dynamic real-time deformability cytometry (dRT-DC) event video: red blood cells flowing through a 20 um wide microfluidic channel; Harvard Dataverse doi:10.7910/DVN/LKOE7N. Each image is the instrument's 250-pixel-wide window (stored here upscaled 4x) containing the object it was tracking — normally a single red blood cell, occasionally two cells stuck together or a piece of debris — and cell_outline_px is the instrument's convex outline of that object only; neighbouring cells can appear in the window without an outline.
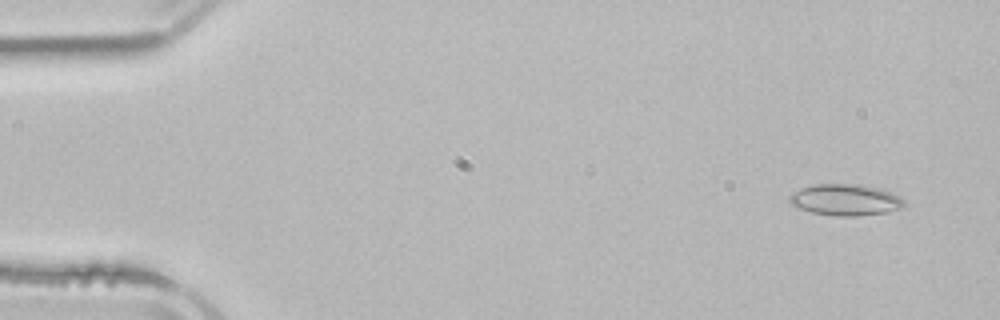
{"species": "common noctule bat (a hibernating species)", "species_latin": "Nyctalus noctula", "temperature_condition": "room temperature", "stored_images_in_passage": 5, "camera_frame_rate_fps": 3000, "um_per_image_px": 0.085, "animal": {"sex": "male", "body_mass_g": 21.5, "forearm_length_mm": 52.0}, "frame": {"image": 1, "passage_image": 2, "time_ms": 1.0, "image_size_px": [1000, 320], "cell_outline_px": [[904, 204], [900, 208], [884, 212], [856, 216], [836, 216], [812, 212], [796, 208], [788, 200], [788, 196], [792, 192], [800, 188], [812, 184], [856, 184], [876, 188], [900, 196], [904, 200]], "centroid_in_image_um": [71.77, 16.98], "position_along_channel_um": 13.2, "area_um2": 20.81}}
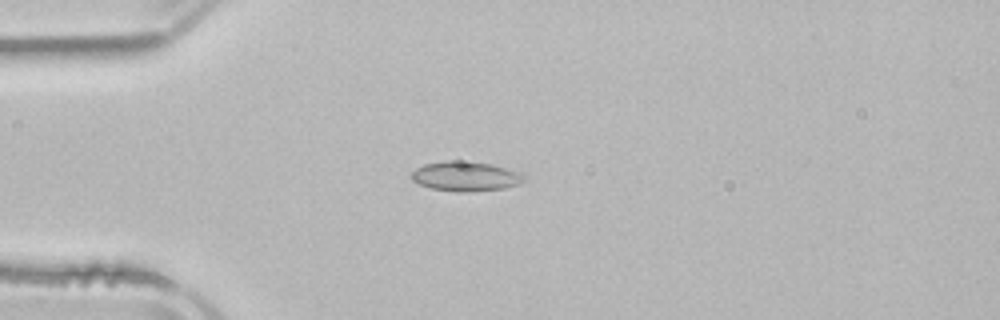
{"frame": {"image": 2, "passage_image": 4, "time_ms": 4.333, "image_size_px": [1000, 320], "cell_outline_px": [[524, 180], [520, 184], [504, 188], [472, 192], [456, 192], [432, 188], [420, 184], [412, 180], [408, 176], [416, 168], [424, 164], [444, 160], [456, 160], [492, 164], [524, 172]], "centroid_in_image_um": [39.59, 14.98], "position_along_channel_um": 45.4, "area_um2": 19.83}}